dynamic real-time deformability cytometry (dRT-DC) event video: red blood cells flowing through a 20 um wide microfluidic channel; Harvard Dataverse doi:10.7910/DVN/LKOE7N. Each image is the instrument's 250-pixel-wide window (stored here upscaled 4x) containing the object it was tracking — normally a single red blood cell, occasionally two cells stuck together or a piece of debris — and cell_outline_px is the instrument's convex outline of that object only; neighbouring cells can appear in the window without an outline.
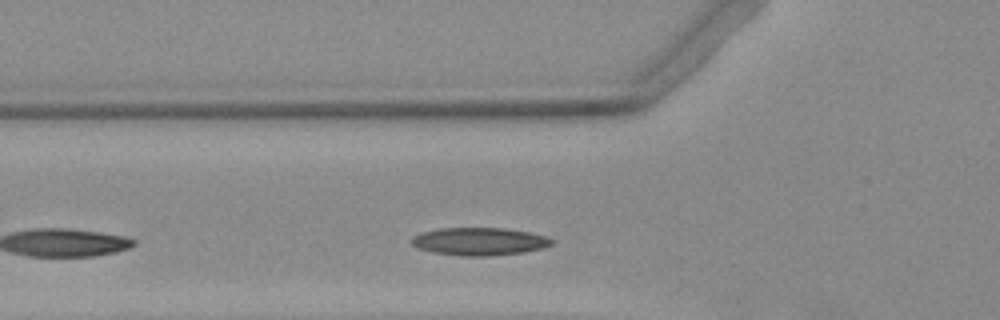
{"species": "Egyptian fruit bat (a non-hibernating species)", "species_latin": "Rousettus aegyptiacus", "temperature_condition": "warm", "stored_images_in_passage": 7, "camera_frame_rate_fps": 3000, "um_per_image_px": 0.085, "animal": {"sex": "female"}, "frame": {"image": 1, "passage_image": 3, "time_ms": 0.667, "image_size_px": [1000, 320], "cell_outline_px": [[556, 244], [544, 248], [524, 252], [492, 256], [460, 256], [432, 252], [416, 248], [408, 240], [412, 236], [424, 232], [440, 228], [504, 228], [528, 232], [544, 236], [556, 240]], "centroid_in_image_um": [40.76, 20.53], "position_along_channel_um": 85.0, "area_um2": 23.0}}